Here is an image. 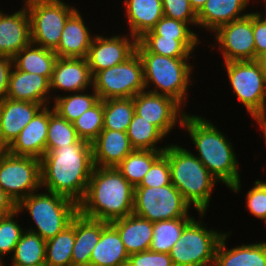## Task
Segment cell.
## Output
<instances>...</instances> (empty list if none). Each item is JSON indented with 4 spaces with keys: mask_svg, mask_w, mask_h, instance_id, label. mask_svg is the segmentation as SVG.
<instances>
[{
    "mask_svg": "<svg viewBox=\"0 0 266 266\" xmlns=\"http://www.w3.org/2000/svg\"><path fill=\"white\" fill-rule=\"evenodd\" d=\"M30 18L31 43L55 50L67 19L77 10L63 0H23Z\"/></svg>",
    "mask_w": 266,
    "mask_h": 266,
    "instance_id": "8",
    "label": "cell"
},
{
    "mask_svg": "<svg viewBox=\"0 0 266 266\" xmlns=\"http://www.w3.org/2000/svg\"><path fill=\"white\" fill-rule=\"evenodd\" d=\"M163 154L170 165L171 183L198 213H207L212 192L220 183L193 154L180 144H168Z\"/></svg>",
    "mask_w": 266,
    "mask_h": 266,
    "instance_id": "4",
    "label": "cell"
},
{
    "mask_svg": "<svg viewBox=\"0 0 266 266\" xmlns=\"http://www.w3.org/2000/svg\"><path fill=\"white\" fill-rule=\"evenodd\" d=\"M17 210V203L0 187V217L12 214Z\"/></svg>",
    "mask_w": 266,
    "mask_h": 266,
    "instance_id": "48",
    "label": "cell"
},
{
    "mask_svg": "<svg viewBox=\"0 0 266 266\" xmlns=\"http://www.w3.org/2000/svg\"><path fill=\"white\" fill-rule=\"evenodd\" d=\"M57 58L53 50L30 43L13 57V66L23 72L44 76L50 81Z\"/></svg>",
    "mask_w": 266,
    "mask_h": 266,
    "instance_id": "29",
    "label": "cell"
},
{
    "mask_svg": "<svg viewBox=\"0 0 266 266\" xmlns=\"http://www.w3.org/2000/svg\"><path fill=\"white\" fill-rule=\"evenodd\" d=\"M127 266H174V264L168 253L147 250L129 255Z\"/></svg>",
    "mask_w": 266,
    "mask_h": 266,
    "instance_id": "45",
    "label": "cell"
},
{
    "mask_svg": "<svg viewBox=\"0 0 266 266\" xmlns=\"http://www.w3.org/2000/svg\"><path fill=\"white\" fill-rule=\"evenodd\" d=\"M246 193L247 211L266 224V180H256L254 186ZM266 227V225H265Z\"/></svg>",
    "mask_w": 266,
    "mask_h": 266,
    "instance_id": "42",
    "label": "cell"
},
{
    "mask_svg": "<svg viewBox=\"0 0 266 266\" xmlns=\"http://www.w3.org/2000/svg\"><path fill=\"white\" fill-rule=\"evenodd\" d=\"M262 3H265V5H264V8H265L266 7V0H262ZM264 11L265 12L263 14H265V16H266V9Z\"/></svg>",
    "mask_w": 266,
    "mask_h": 266,
    "instance_id": "53",
    "label": "cell"
},
{
    "mask_svg": "<svg viewBox=\"0 0 266 266\" xmlns=\"http://www.w3.org/2000/svg\"><path fill=\"white\" fill-rule=\"evenodd\" d=\"M46 241L38 234L25 230L16 244L9 266H45Z\"/></svg>",
    "mask_w": 266,
    "mask_h": 266,
    "instance_id": "30",
    "label": "cell"
},
{
    "mask_svg": "<svg viewBox=\"0 0 266 266\" xmlns=\"http://www.w3.org/2000/svg\"><path fill=\"white\" fill-rule=\"evenodd\" d=\"M230 88L237 101L253 119L266 111V83L259 64L255 61L223 62Z\"/></svg>",
    "mask_w": 266,
    "mask_h": 266,
    "instance_id": "10",
    "label": "cell"
},
{
    "mask_svg": "<svg viewBox=\"0 0 266 266\" xmlns=\"http://www.w3.org/2000/svg\"><path fill=\"white\" fill-rule=\"evenodd\" d=\"M99 100L98 94L92 87L89 90L58 96L53 100L52 107L61 117L72 123Z\"/></svg>",
    "mask_w": 266,
    "mask_h": 266,
    "instance_id": "32",
    "label": "cell"
},
{
    "mask_svg": "<svg viewBox=\"0 0 266 266\" xmlns=\"http://www.w3.org/2000/svg\"><path fill=\"white\" fill-rule=\"evenodd\" d=\"M133 115V98L103 100V129L126 132Z\"/></svg>",
    "mask_w": 266,
    "mask_h": 266,
    "instance_id": "36",
    "label": "cell"
},
{
    "mask_svg": "<svg viewBox=\"0 0 266 266\" xmlns=\"http://www.w3.org/2000/svg\"><path fill=\"white\" fill-rule=\"evenodd\" d=\"M191 206L171 183L162 187H135L133 214L151 222L194 218Z\"/></svg>",
    "mask_w": 266,
    "mask_h": 266,
    "instance_id": "9",
    "label": "cell"
},
{
    "mask_svg": "<svg viewBox=\"0 0 266 266\" xmlns=\"http://www.w3.org/2000/svg\"><path fill=\"white\" fill-rule=\"evenodd\" d=\"M259 66L261 67V70L263 72V76H264V80H265V83H266V51L262 52L261 54H259L257 57H256V60H255Z\"/></svg>",
    "mask_w": 266,
    "mask_h": 266,
    "instance_id": "50",
    "label": "cell"
},
{
    "mask_svg": "<svg viewBox=\"0 0 266 266\" xmlns=\"http://www.w3.org/2000/svg\"><path fill=\"white\" fill-rule=\"evenodd\" d=\"M0 187L18 204L41 190V161L30 156L7 152L0 159Z\"/></svg>",
    "mask_w": 266,
    "mask_h": 266,
    "instance_id": "12",
    "label": "cell"
},
{
    "mask_svg": "<svg viewBox=\"0 0 266 266\" xmlns=\"http://www.w3.org/2000/svg\"><path fill=\"white\" fill-rule=\"evenodd\" d=\"M134 113L155 125L166 137L172 130L182 126L187 113L172 97L147 90L133 97ZM179 123V125H178Z\"/></svg>",
    "mask_w": 266,
    "mask_h": 266,
    "instance_id": "14",
    "label": "cell"
},
{
    "mask_svg": "<svg viewBox=\"0 0 266 266\" xmlns=\"http://www.w3.org/2000/svg\"><path fill=\"white\" fill-rule=\"evenodd\" d=\"M48 126L49 105L43 106L22 129L18 137L8 147V152L15 156L41 159L46 153Z\"/></svg>",
    "mask_w": 266,
    "mask_h": 266,
    "instance_id": "18",
    "label": "cell"
},
{
    "mask_svg": "<svg viewBox=\"0 0 266 266\" xmlns=\"http://www.w3.org/2000/svg\"><path fill=\"white\" fill-rule=\"evenodd\" d=\"M78 137L73 124L61 117L54 111L52 105H49V126L46 141V152L54 148H60L75 144Z\"/></svg>",
    "mask_w": 266,
    "mask_h": 266,
    "instance_id": "38",
    "label": "cell"
},
{
    "mask_svg": "<svg viewBox=\"0 0 266 266\" xmlns=\"http://www.w3.org/2000/svg\"><path fill=\"white\" fill-rule=\"evenodd\" d=\"M42 107V104L8 98L0 101V139L2 142L9 147Z\"/></svg>",
    "mask_w": 266,
    "mask_h": 266,
    "instance_id": "20",
    "label": "cell"
},
{
    "mask_svg": "<svg viewBox=\"0 0 266 266\" xmlns=\"http://www.w3.org/2000/svg\"><path fill=\"white\" fill-rule=\"evenodd\" d=\"M87 88H92V75L86 58L58 57L50 79L52 101L61 96V92L63 95L84 91Z\"/></svg>",
    "mask_w": 266,
    "mask_h": 266,
    "instance_id": "16",
    "label": "cell"
},
{
    "mask_svg": "<svg viewBox=\"0 0 266 266\" xmlns=\"http://www.w3.org/2000/svg\"><path fill=\"white\" fill-rule=\"evenodd\" d=\"M128 258L129 254L118 231L109 223L93 248L90 266H127Z\"/></svg>",
    "mask_w": 266,
    "mask_h": 266,
    "instance_id": "28",
    "label": "cell"
},
{
    "mask_svg": "<svg viewBox=\"0 0 266 266\" xmlns=\"http://www.w3.org/2000/svg\"><path fill=\"white\" fill-rule=\"evenodd\" d=\"M39 191L42 189L23 198L17 204V210L20 213L26 211L31 218L29 220L35 224L25 229L47 241L71 224L78 213V204L54 192Z\"/></svg>",
    "mask_w": 266,
    "mask_h": 266,
    "instance_id": "6",
    "label": "cell"
},
{
    "mask_svg": "<svg viewBox=\"0 0 266 266\" xmlns=\"http://www.w3.org/2000/svg\"><path fill=\"white\" fill-rule=\"evenodd\" d=\"M41 161L42 190L65 196L77 204L83 199L93 169L92 144H75L46 152Z\"/></svg>",
    "mask_w": 266,
    "mask_h": 266,
    "instance_id": "1",
    "label": "cell"
},
{
    "mask_svg": "<svg viewBox=\"0 0 266 266\" xmlns=\"http://www.w3.org/2000/svg\"><path fill=\"white\" fill-rule=\"evenodd\" d=\"M5 262L0 261V266H4Z\"/></svg>",
    "mask_w": 266,
    "mask_h": 266,
    "instance_id": "54",
    "label": "cell"
},
{
    "mask_svg": "<svg viewBox=\"0 0 266 266\" xmlns=\"http://www.w3.org/2000/svg\"><path fill=\"white\" fill-rule=\"evenodd\" d=\"M181 129L186 130L194 144L193 154L203 163L208 171L225 184L233 193L241 191V174L235 147L220 128L205 116L186 113Z\"/></svg>",
    "mask_w": 266,
    "mask_h": 266,
    "instance_id": "2",
    "label": "cell"
},
{
    "mask_svg": "<svg viewBox=\"0 0 266 266\" xmlns=\"http://www.w3.org/2000/svg\"><path fill=\"white\" fill-rule=\"evenodd\" d=\"M168 184H171L170 165L168 158L162 154L136 187H162Z\"/></svg>",
    "mask_w": 266,
    "mask_h": 266,
    "instance_id": "43",
    "label": "cell"
},
{
    "mask_svg": "<svg viewBox=\"0 0 266 266\" xmlns=\"http://www.w3.org/2000/svg\"><path fill=\"white\" fill-rule=\"evenodd\" d=\"M13 67V58L0 56V101L6 98L9 86L10 72Z\"/></svg>",
    "mask_w": 266,
    "mask_h": 266,
    "instance_id": "47",
    "label": "cell"
},
{
    "mask_svg": "<svg viewBox=\"0 0 266 266\" xmlns=\"http://www.w3.org/2000/svg\"><path fill=\"white\" fill-rule=\"evenodd\" d=\"M136 52L143 63L145 90L172 97L186 107L190 97L187 91L194 83L195 66L191 58H171L148 52L138 41ZM151 88V89H150Z\"/></svg>",
    "mask_w": 266,
    "mask_h": 266,
    "instance_id": "5",
    "label": "cell"
},
{
    "mask_svg": "<svg viewBox=\"0 0 266 266\" xmlns=\"http://www.w3.org/2000/svg\"><path fill=\"white\" fill-rule=\"evenodd\" d=\"M193 218H177L153 222V236L149 250L170 253L177 240L180 239L184 227Z\"/></svg>",
    "mask_w": 266,
    "mask_h": 266,
    "instance_id": "35",
    "label": "cell"
},
{
    "mask_svg": "<svg viewBox=\"0 0 266 266\" xmlns=\"http://www.w3.org/2000/svg\"><path fill=\"white\" fill-rule=\"evenodd\" d=\"M108 222L75 215V242L72 249V266H90L93 248L99 242Z\"/></svg>",
    "mask_w": 266,
    "mask_h": 266,
    "instance_id": "25",
    "label": "cell"
},
{
    "mask_svg": "<svg viewBox=\"0 0 266 266\" xmlns=\"http://www.w3.org/2000/svg\"><path fill=\"white\" fill-rule=\"evenodd\" d=\"M75 242V216L71 224L46 241L45 266H72Z\"/></svg>",
    "mask_w": 266,
    "mask_h": 266,
    "instance_id": "33",
    "label": "cell"
},
{
    "mask_svg": "<svg viewBox=\"0 0 266 266\" xmlns=\"http://www.w3.org/2000/svg\"><path fill=\"white\" fill-rule=\"evenodd\" d=\"M213 33L215 43H210V50L217 48L224 62L256 60L252 11L243 18L220 26Z\"/></svg>",
    "mask_w": 266,
    "mask_h": 266,
    "instance_id": "13",
    "label": "cell"
},
{
    "mask_svg": "<svg viewBox=\"0 0 266 266\" xmlns=\"http://www.w3.org/2000/svg\"><path fill=\"white\" fill-rule=\"evenodd\" d=\"M250 3V0H207L197 13L198 28L213 34L220 26L248 15Z\"/></svg>",
    "mask_w": 266,
    "mask_h": 266,
    "instance_id": "24",
    "label": "cell"
},
{
    "mask_svg": "<svg viewBox=\"0 0 266 266\" xmlns=\"http://www.w3.org/2000/svg\"><path fill=\"white\" fill-rule=\"evenodd\" d=\"M91 144L96 167H117L134 150L127 132L117 130L103 129Z\"/></svg>",
    "mask_w": 266,
    "mask_h": 266,
    "instance_id": "23",
    "label": "cell"
},
{
    "mask_svg": "<svg viewBox=\"0 0 266 266\" xmlns=\"http://www.w3.org/2000/svg\"><path fill=\"white\" fill-rule=\"evenodd\" d=\"M197 214L199 220L193 218L184 227L169 253L174 266H214L216 249L225 232L210 229L202 220L206 213Z\"/></svg>",
    "mask_w": 266,
    "mask_h": 266,
    "instance_id": "7",
    "label": "cell"
},
{
    "mask_svg": "<svg viewBox=\"0 0 266 266\" xmlns=\"http://www.w3.org/2000/svg\"><path fill=\"white\" fill-rule=\"evenodd\" d=\"M164 16L183 21L193 28H198L197 14L189 0H162Z\"/></svg>",
    "mask_w": 266,
    "mask_h": 266,
    "instance_id": "44",
    "label": "cell"
},
{
    "mask_svg": "<svg viewBox=\"0 0 266 266\" xmlns=\"http://www.w3.org/2000/svg\"><path fill=\"white\" fill-rule=\"evenodd\" d=\"M99 99L133 98L145 90L143 63L135 52L124 63L101 70L92 77Z\"/></svg>",
    "mask_w": 266,
    "mask_h": 266,
    "instance_id": "11",
    "label": "cell"
},
{
    "mask_svg": "<svg viewBox=\"0 0 266 266\" xmlns=\"http://www.w3.org/2000/svg\"><path fill=\"white\" fill-rule=\"evenodd\" d=\"M207 0H189L190 6L197 14L204 6Z\"/></svg>",
    "mask_w": 266,
    "mask_h": 266,
    "instance_id": "51",
    "label": "cell"
},
{
    "mask_svg": "<svg viewBox=\"0 0 266 266\" xmlns=\"http://www.w3.org/2000/svg\"><path fill=\"white\" fill-rule=\"evenodd\" d=\"M126 132L134 149L164 151L168 146L167 143L163 147L158 146L164 143V138L168 140L167 137L155 125L135 113Z\"/></svg>",
    "mask_w": 266,
    "mask_h": 266,
    "instance_id": "31",
    "label": "cell"
},
{
    "mask_svg": "<svg viewBox=\"0 0 266 266\" xmlns=\"http://www.w3.org/2000/svg\"><path fill=\"white\" fill-rule=\"evenodd\" d=\"M6 98L51 105L50 81L41 75L23 72L14 66L10 72Z\"/></svg>",
    "mask_w": 266,
    "mask_h": 266,
    "instance_id": "19",
    "label": "cell"
},
{
    "mask_svg": "<svg viewBox=\"0 0 266 266\" xmlns=\"http://www.w3.org/2000/svg\"><path fill=\"white\" fill-rule=\"evenodd\" d=\"M134 187L116 167H94L78 212L85 217L112 222L133 213Z\"/></svg>",
    "mask_w": 266,
    "mask_h": 266,
    "instance_id": "3",
    "label": "cell"
},
{
    "mask_svg": "<svg viewBox=\"0 0 266 266\" xmlns=\"http://www.w3.org/2000/svg\"><path fill=\"white\" fill-rule=\"evenodd\" d=\"M21 213L16 210L10 215L0 217V261L5 262L4 256L13 254L16 244L19 242L23 232L26 230L20 224V218L15 217Z\"/></svg>",
    "mask_w": 266,
    "mask_h": 266,
    "instance_id": "41",
    "label": "cell"
},
{
    "mask_svg": "<svg viewBox=\"0 0 266 266\" xmlns=\"http://www.w3.org/2000/svg\"><path fill=\"white\" fill-rule=\"evenodd\" d=\"M22 4L11 14L0 9V56L13 58L31 43L30 18L25 3Z\"/></svg>",
    "mask_w": 266,
    "mask_h": 266,
    "instance_id": "17",
    "label": "cell"
},
{
    "mask_svg": "<svg viewBox=\"0 0 266 266\" xmlns=\"http://www.w3.org/2000/svg\"><path fill=\"white\" fill-rule=\"evenodd\" d=\"M77 9L66 21L60 42L54 50L57 57L86 58L95 33L86 25Z\"/></svg>",
    "mask_w": 266,
    "mask_h": 266,
    "instance_id": "21",
    "label": "cell"
},
{
    "mask_svg": "<svg viewBox=\"0 0 266 266\" xmlns=\"http://www.w3.org/2000/svg\"><path fill=\"white\" fill-rule=\"evenodd\" d=\"M78 137L92 143L103 130V100L72 122Z\"/></svg>",
    "mask_w": 266,
    "mask_h": 266,
    "instance_id": "40",
    "label": "cell"
},
{
    "mask_svg": "<svg viewBox=\"0 0 266 266\" xmlns=\"http://www.w3.org/2000/svg\"><path fill=\"white\" fill-rule=\"evenodd\" d=\"M256 122V125L258 124L259 130L262 131L263 139H265V145H266V111L260 115H257L253 118Z\"/></svg>",
    "mask_w": 266,
    "mask_h": 266,
    "instance_id": "49",
    "label": "cell"
},
{
    "mask_svg": "<svg viewBox=\"0 0 266 266\" xmlns=\"http://www.w3.org/2000/svg\"><path fill=\"white\" fill-rule=\"evenodd\" d=\"M156 35L179 40L192 54L201 44L200 34L183 21L163 16L151 29Z\"/></svg>",
    "mask_w": 266,
    "mask_h": 266,
    "instance_id": "37",
    "label": "cell"
},
{
    "mask_svg": "<svg viewBox=\"0 0 266 266\" xmlns=\"http://www.w3.org/2000/svg\"><path fill=\"white\" fill-rule=\"evenodd\" d=\"M163 152L164 151L134 149L116 168L135 188L142 182L145 174Z\"/></svg>",
    "mask_w": 266,
    "mask_h": 266,
    "instance_id": "34",
    "label": "cell"
},
{
    "mask_svg": "<svg viewBox=\"0 0 266 266\" xmlns=\"http://www.w3.org/2000/svg\"><path fill=\"white\" fill-rule=\"evenodd\" d=\"M110 224L118 231L129 255L149 250L153 236V222L132 213Z\"/></svg>",
    "mask_w": 266,
    "mask_h": 266,
    "instance_id": "26",
    "label": "cell"
},
{
    "mask_svg": "<svg viewBox=\"0 0 266 266\" xmlns=\"http://www.w3.org/2000/svg\"><path fill=\"white\" fill-rule=\"evenodd\" d=\"M137 41L151 53L171 58H196L179 40L156 35L152 30L144 33Z\"/></svg>",
    "mask_w": 266,
    "mask_h": 266,
    "instance_id": "39",
    "label": "cell"
},
{
    "mask_svg": "<svg viewBox=\"0 0 266 266\" xmlns=\"http://www.w3.org/2000/svg\"><path fill=\"white\" fill-rule=\"evenodd\" d=\"M230 230L223 234L215 253L214 266H266V240L228 248Z\"/></svg>",
    "mask_w": 266,
    "mask_h": 266,
    "instance_id": "22",
    "label": "cell"
},
{
    "mask_svg": "<svg viewBox=\"0 0 266 266\" xmlns=\"http://www.w3.org/2000/svg\"><path fill=\"white\" fill-rule=\"evenodd\" d=\"M263 11L253 12V33L256 49V57L266 51V16Z\"/></svg>",
    "mask_w": 266,
    "mask_h": 266,
    "instance_id": "46",
    "label": "cell"
},
{
    "mask_svg": "<svg viewBox=\"0 0 266 266\" xmlns=\"http://www.w3.org/2000/svg\"><path fill=\"white\" fill-rule=\"evenodd\" d=\"M95 34L86 60L92 77L99 71L124 63L136 52L137 39L130 35Z\"/></svg>",
    "mask_w": 266,
    "mask_h": 266,
    "instance_id": "15",
    "label": "cell"
},
{
    "mask_svg": "<svg viewBox=\"0 0 266 266\" xmlns=\"http://www.w3.org/2000/svg\"><path fill=\"white\" fill-rule=\"evenodd\" d=\"M8 152V147L0 139V159Z\"/></svg>",
    "mask_w": 266,
    "mask_h": 266,
    "instance_id": "52",
    "label": "cell"
},
{
    "mask_svg": "<svg viewBox=\"0 0 266 266\" xmlns=\"http://www.w3.org/2000/svg\"><path fill=\"white\" fill-rule=\"evenodd\" d=\"M128 32L136 39L151 30L164 16L162 0H124ZM130 30V31H129Z\"/></svg>",
    "mask_w": 266,
    "mask_h": 266,
    "instance_id": "27",
    "label": "cell"
}]
</instances>
